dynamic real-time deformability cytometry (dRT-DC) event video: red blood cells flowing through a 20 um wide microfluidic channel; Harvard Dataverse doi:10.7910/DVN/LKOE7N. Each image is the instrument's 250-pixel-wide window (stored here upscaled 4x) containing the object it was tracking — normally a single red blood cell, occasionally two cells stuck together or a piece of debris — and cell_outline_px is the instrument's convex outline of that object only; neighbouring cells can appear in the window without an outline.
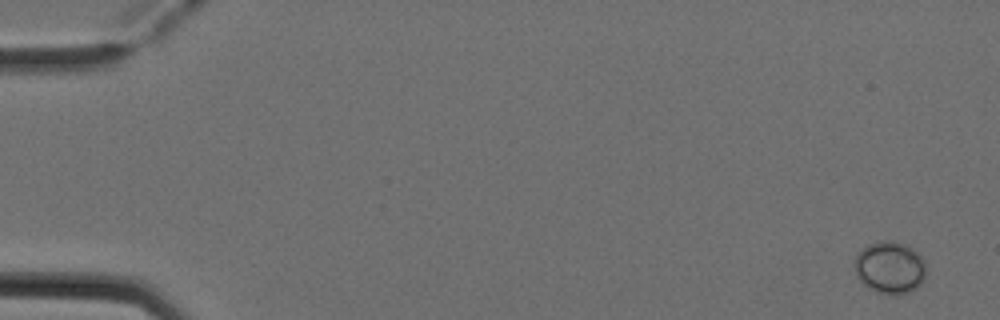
{"species": "Egyptian fruit bat (a non-hibernating species)", "species_latin": "Rousettus aegyptiacus", "temperature_condition": "cold", "stored_images_in_passage": 5, "camera_frame_rate_fps": 3000, "um_per_image_px": 0.085, "animal": {"sex": "female"}, "frame": {"image": 1, "passage_image": 1, "time_ms": 0.0, "image_size_px": [1000, 320], "cell_outline_px": [[924, 280], [916, 288], [908, 292], [896, 296], [892, 296], [876, 292], [868, 288], [856, 276], [856, 252], [860, 248], [868, 244], [880, 240], [888, 240], [904, 244], [912, 248], [924, 260]], "centroid_in_image_um": [75.61, 22.75], "position_along_channel_um": 9.4, "area_um2": 21.91}}
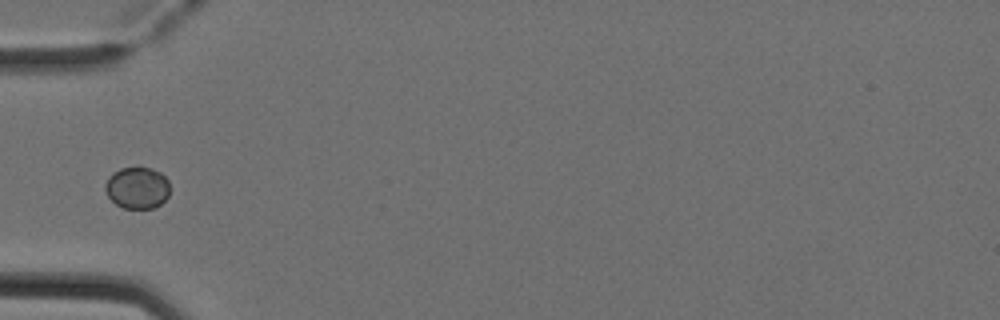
{"frame": {"image": 2, "passage_image": 5, "time_ms": 1.333, "image_size_px": [1000, 320], "cell_outline_px": [[168, 196], [160, 204], [152, 208], [124, 208], [116, 204], [108, 196], [104, 188], [104, 184], [108, 176], [112, 172], [120, 168], [152, 168], [160, 172], [168, 180]], "centroid_in_image_um": [11.63, 15.95], "position_along_channel_um": 73.4, "area_um2": 15.66}}